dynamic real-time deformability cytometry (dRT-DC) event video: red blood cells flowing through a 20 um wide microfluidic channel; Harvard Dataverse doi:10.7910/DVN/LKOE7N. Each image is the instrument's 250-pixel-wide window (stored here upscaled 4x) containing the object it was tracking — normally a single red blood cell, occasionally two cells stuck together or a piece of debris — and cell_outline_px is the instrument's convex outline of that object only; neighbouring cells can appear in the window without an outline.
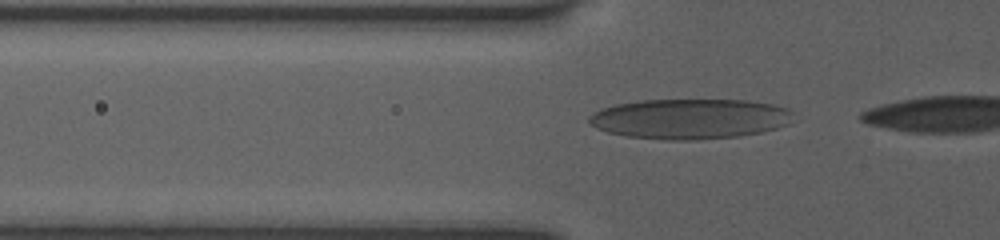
{"species": "human", "species_latin": "Homo sapiens", "temperature_condition": "room temperature", "stored_images_in_passage": 12, "camera_frame_rate_fps": 3000, "um_per_image_px": 0.085, "donor": {"sex": "female"}, "frame": {"image": 1, "passage_image": 10, "time_ms": 3.0, "image_size_px": [1000, 240], "cell_outline_px": [[788, 112], [784, 124], [776, 128], [760, 132], [736, 136], [692, 140], [668, 140], [628, 136], [608, 132], [596, 128], [588, 120], [588, 116], [604, 108], [616, 104], [644, 100], [744, 100], [768, 104], [784, 108]], "centroid_in_image_um": [58.51, 10.1], "position_along_channel_um": 67.3, "area_um2": 46.64}}